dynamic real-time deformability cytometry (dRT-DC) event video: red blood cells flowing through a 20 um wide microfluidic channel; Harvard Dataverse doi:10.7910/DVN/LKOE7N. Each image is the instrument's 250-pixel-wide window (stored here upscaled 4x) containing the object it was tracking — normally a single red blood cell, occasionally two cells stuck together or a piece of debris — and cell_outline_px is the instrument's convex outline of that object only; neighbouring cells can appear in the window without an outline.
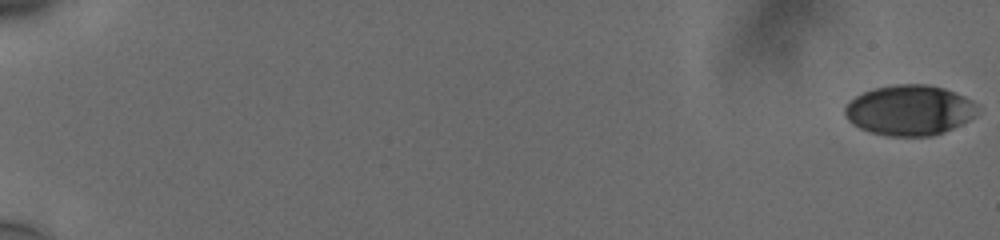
{"species": "human", "species_latin": "Homo sapiens", "temperature_condition": "cold", "stored_images_in_passage": 58, "camera_frame_rate_fps": 3000, "um_per_image_px": 0.085, "donor": {"sex": "male"}, "frame": {"image": 1, "passage_image": 1, "time_ms": 0.0, "image_size_px": [1000, 240], "cell_outline_px": [[976, 116], [944, 132], [932, 136], [888, 136], [872, 132], [860, 128], [852, 124], [844, 116], [844, 104], [848, 100], [872, 88], [896, 84], [928, 84], [944, 88], [956, 92], [972, 100], [976, 104]], "centroid_in_image_um": [77.27, 9.36], "position_along_channel_um": 7.7, "area_um2": 39.13}}
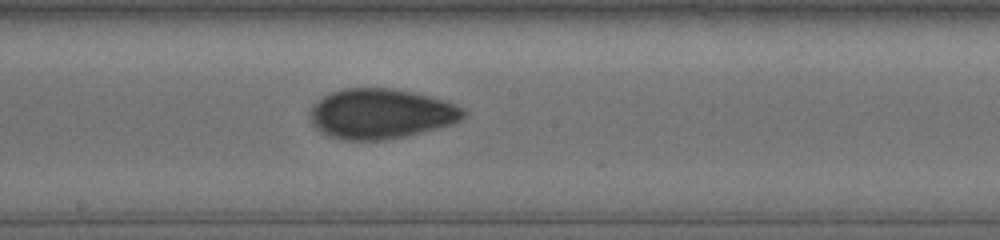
{"frame": {"image": 2, "passage_image": 35, "time_ms": 11.333, "image_size_px": [1000, 240], "cell_outline_px": [[468, 112], [460, 120], [452, 124], [404, 136], [380, 140], [344, 140], [328, 136], [320, 132], [312, 124], [312, 108], [324, 96], [332, 92], [344, 88], [388, 88], [412, 92], [448, 100], [464, 108]], "centroid_in_image_um": [32.42, 9.67], "position_along_channel_um": 215.8, "area_um2": 44.45}}
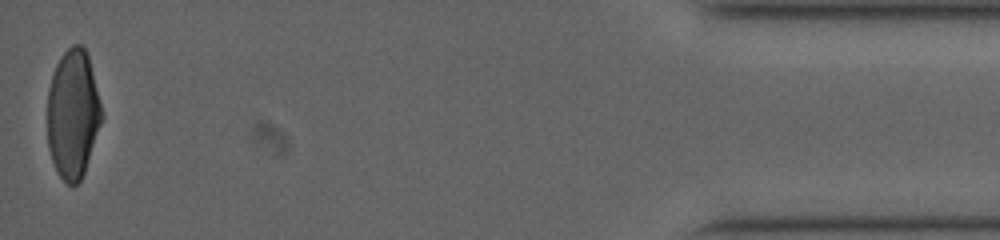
{"frame": {"image": 3, "passage_image": 58, "time_ms": 19.0, "image_size_px": [1000, 240], "cell_outline_px": [[104, 116], [84, 172], [80, 180], [72, 188], [60, 176], [52, 160], [48, 148], [48, 88], [56, 64], [60, 56], [72, 44], [80, 44], [84, 48], [88, 56]], "centroid_in_image_um": [6.2, 9.69], "position_along_channel_um": 429.0, "area_um2": 40.69}, "authors_computed_cell_mechanics": {"area_um2": 41.905, "velocity_mm_per_s": 3.7659, "shape_relaxation_time_tau1_ms": 5.3558, "shape_relaxation_time_tau2_ms": 1.6997, "deformation_change_tau1": 0.1637, "deformation_change_tau2": 0.0568}}